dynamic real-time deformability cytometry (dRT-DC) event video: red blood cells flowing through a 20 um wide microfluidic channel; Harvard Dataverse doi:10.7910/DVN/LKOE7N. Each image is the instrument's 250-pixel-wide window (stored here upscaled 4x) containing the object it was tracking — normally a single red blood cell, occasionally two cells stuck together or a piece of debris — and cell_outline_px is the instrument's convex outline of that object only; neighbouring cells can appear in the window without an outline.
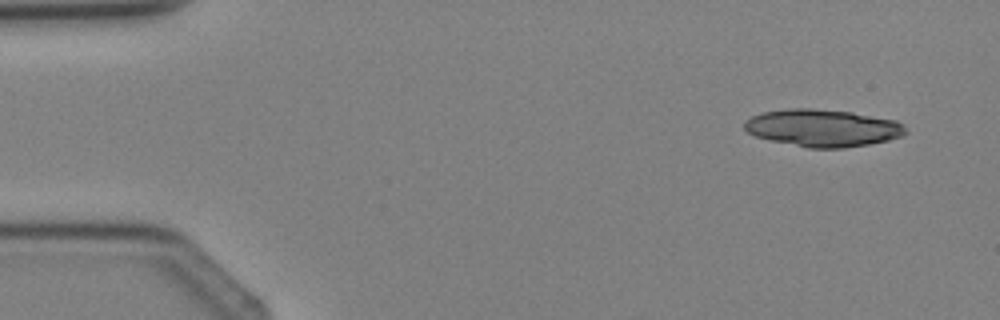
{"species": "Egyptian fruit bat (a non-hibernating species)", "species_latin": "Rousettus aegyptiacus", "temperature_condition": "cold", "stored_images_in_passage": 3, "camera_frame_rate_fps": 3000, "um_per_image_px": 0.085, "animal": {"sex": "female"}, "frame": {"image": 1, "passage_image": 1, "time_ms": 0.0, "image_size_px": [1000, 320], "cell_outline_px": [[908, 132], [904, 136], [888, 140], [868, 144], [844, 148], [808, 148], [772, 140], [756, 136], [748, 132], [744, 128], [744, 120], [752, 116], [764, 112], [788, 108], [812, 108], [852, 112], [896, 120], [904, 124]], "centroid_in_image_um": [69.97, 10.87], "position_along_channel_um": 15.0, "area_um2": 35.14}}